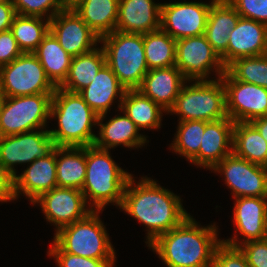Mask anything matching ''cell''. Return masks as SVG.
I'll list each match as a JSON object with an SVG mask.
<instances>
[{
    "label": "cell",
    "instance_id": "obj_1",
    "mask_svg": "<svg viewBox=\"0 0 267 267\" xmlns=\"http://www.w3.org/2000/svg\"><path fill=\"white\" fill-rule=\"evenodd\" d=\"M136 183L131 175L119 209L145 225V243L149 246L157 237L178 226L189 214L184 209L180 196L161 187L155 180L142 177L137 185Z\"/></svg>",
    "mask_w": 267,
    "mask_h": 267
},
{
    "label": "cell",
    "instance_id": "obj_2",
    "mask_svg": "<svg viewBox=\"0 0 267 267\" xmlns=\"http://www.w3.org/2000/svg\"><path fill=\"white\" fill-rule=\"evenodd\" d=\"M216 224L206 227L189 214L178 226L157 237L148 247L167 267H212L218 239Z\"/></svg>",
    "mask_w": 267,
    "mask_h": 267
},
{
    "label": "cell",
    "instance_id": "obj_3",
    "mask_svg": "<svg viewBox=\"0 0 267 267\" xmlns=\"http://www.w3.org/2000/svg\"><path fill=\"white\" fill-rule=\"evenodd\" d=\"M96 114L79 93L56 87L50 105V119H57L58 129L48 130L59 147L94 145L96 134L92 127L98 123Z\"/></svg>",
    "mask_w": 267,
    "mask_h": 267
},
{
    "label": "cell",
    "instance_id": "obj_4",
    "mask_svg": "<svg viewBox=\"0 0 267 267\" xmlns=\"http://www.w3.org/2000/svg\"><path fill=\"white\" fill-rule=\"evenodd\" d=\"M131 175L116 164L109 150L95 145L86 147V176L81 191L93 210L103 211L109 203L120 208Z\"/></svg>",
    "mask_w": 267,
    "mask_h": 267
},
{
    "label": "cell",
    "instance_id": "obj_5",
    "mask_svg": "<svg viewBox=\"0 0 267 267\" xmlns=\"http://www.w3.org/2000/svg\"><path fill=\"white\" fill-rule=\"evenodd\" d=\"M100 210L55 232L48 252H67L92 259H116Z\"/></svg>",
    "mask_w": 267,
    "mask_h": 267
},
{
    "label": "cell",
    "instance_id": "obj_6",
    "mask_svg": "<svg viewBox=\"0 0 267 267\" xmlns=\"http://www.w3.org/2000/svg\"><path fill=\"white\" fill-rule=\"evenodd\" d=\"M106 64L126 90L138 89L148 72L143 34L114 31L100 38Z\"/></svg>",
    "mask_w": 267,
    "mask_h": 267
},
{
    "label": "cell",
    "instance_id": "obj_7",
    "mask_svg": "<svg viewBox=\"0 0 267 267\" xmlns=\"http://www.w3.org/2000/svg\"><path fill=\"white\" fill-rule=\"evenodd\" d=\"M184 85L174 106L168 111L179 116V121H216L227 117L225 87L221 78L211 81H193Z\"/></svg>",
    "mask_w": 267,
    "mask_h": 267
},
{
    "label": "cell",
    "instance_id": "obj_8",
    "mask_svg": "<svg viewBox=\"0 0 267 267\" xmlns=\"http://www.w3.org/2000/svg\"><path fill=\"white\" fill-rule=\"evenodd\" d=\"M53 94L3 97L0 107V137L46 129Z\"/></svg>",
    "mask_w": 267,
    "mask_h": 267
},
{
    "label": "cell",
    "instance_id": "obj_9",
    "mask_svg": "<svg viewBox=\"0 0 267 267\" xmlns=\"http://www.w3.org/2000/svg\"><path fill=\"white\" fill-rule=\"evenodd\" d=\"M55 89L33 53H22L11 63L0 67V92L3 97L53 94Z\"/></svg>",
    "mask_w": 267,
    "mask_h": 267
},
{
    "label": "cell",
    "instance_id": "obj_10",
    "mask_svg": "<svg viewBox=\"0 0 267 267\" xmlns=\"http://www.w3.org/2000/svg\"><path fill=\"white\" fill-rule=\"evenodd\" d=\"M175 66L188 82L211 81L214 79L208 77L212 70L216 78H221L226 71L221 57L204 34L176 40Z\"/></svg>",
    "mask_w": 267,
    "mask_h": 267
},
{
    "label": "cell",
    "instance_id": "obj_11",
    "mask_svg": "<svg viewBox=\"0 0 267 267\" xmlns=\"http://www.w3.org/2000/svg\"><path fill=\"white\" fill-rule=\"evenodd\" d=\"M55 147L54 140L47 129L2 136L0 137V165L14 177L17 175L14 166L22 163L31 164L34 160L50 154Z\"/></svg>",
    "mask_w": 267,
    "mask_h": 267
},
{
    "label": "cell",
    "instance_id": "obj_12",
    "mask_svg": "<svg viewBox=\"0 0 267 267\" xmlns=\"http://www.w3.org/2000/svg\"><path fill=\"white\" fill-rule=\"evenodd\" d=\"M212 171L224 176L234 198L267 197V167L249 162L232 152Z\"/></svg>",
    "mask_w": 267,
    "mask_h": 267
},
{
    "label": "cell",
    "instance_id": "obj_13",
    "mask_svg": "<svg viewBox=\"0 0 267 267\" xmlns=\"http://www.w3.org/2000/svg\"><path fill=\"white\" fill-rule=\"evenodd\" d=\"M225 87L226 113L233 122H251L267 115V89L234 80L226 71L221 77Z\"/></svg>",
    "mask_w": 267,
    "mask_h": 267
},
{
    "label": "cell",
    "instance_id": "obj_14",
    "mask_svg": "<svg viewBox=\"0 0 267 267\" xmlns=\"http://www.w3.org/2000/svg\"><path fill=\"white\" fill-rule=\"evenodd\" d=\"M215 1L162 3L160 28L175 40L203 35Z\"/></svg>",
    "mask_w": 267,
    "mask_h": 267
},
{
    "label": "cell",
    "instance_id": "obj_15",
    "mask_svg": "<svg viewBox=\"0 0 267 267\" xmlns=\"http://www.w3.org/2000/svg\"><path fill=\"white\" fill-rule=\"evenodd\" d=\"M38 203L46 216L45 219L56 226V232L93 211L88 207L82 191L76 188L55 187L43 193L32 205Z\"/></svg>",
    "mask_w": 267,
    "mask_h": 267
},
{
    "label": "cell",
    "instance_id": "obj_16",
    "mask_svg": "<svg viewBox=\"0 0 267 267\" xmlns=\"http://www.w3.org/2000/svg\"><path fill=\"white\" fill-rule=\"evenodd\" d=\"M50 32L72 57L88 53L100 43V37L73 8H64L50 20Z\"/></svg>",
    "mask_w": 267,
    "mask_h": 267
},
{
    "label": "cell",
    "instance_id": "obj_17",
    "mask_svg": "<svg viewBox=\"0 0 267 267\" xmlns=\"http://www.w3.org/2000/svg\"><path fill=\"white\" fill-rule=\"evenodd\" d=\"M267 53V26L241 17L229 34L227 50L220 56L225 67L236 59Z\"/></svg>",
    "mask_w": 267,
    "mask_h": 267
},
{
    "label": "cell",
    "instance_id": "obj_18",
    "mask_svg": "<svg viewBox=\"0 0 267 267\" xmlns=\"http://www.w3.org/2000/svg\"><path fill=\"white\" fill-rule=\"evenodd\" d=\"M233 129L234 122L228 116L216 121H205L199 152L189 162L212 170L232 153Z\"/></svg>",
    "mask_w": 267,
    "mask_h": 267
},
{
    "label": "cell",
    "instance_id": "obj_19",
    "mask_svg": "<svg viewBox=\"0 0 267 267\" xmlns=\"http://www.w3.org/2000/svg\"><path fill=\"white\" fill-rule=\"evenodd\" d=\"M233 210V222L236 232L243 236V241L239 242L235 234L233 238L222 242L233 247H239L248 241L262 240L264 235V222L267 212V197H237ZM238 241V242H237Z\"/></svg>",
    "mask_w": 267,
    "mask_h": 267
},
{
    "label": "cell",
    "instance_id": "obj_20",
    "mask_svg": "<svg viewBox=\"0 0 267 267\" xmlns=\"http://www.w3.org/2000/svg\"><path fill=\"white\" fill-rule=\"evenodd\" d=\"M57 187L56 147L45 157L34 160L24 171L13 177L15 200L23 193L33 203L43 193Z\"/></svg>",
    "mask_w": 267,
    "mask_h": 267
},
{
    "label": "cell",
    "instance_id": "obj_21",
    "mask_svg": "<svg viewBox=\"0 0 267 267\" xmlns=\"http://www.w3.org/2000/svg\"><path fill=\"white\" fill-rule=\"evenodd\" d=\"M161 5L153 0H119L115 30L146 34L160 29Z\"/></svg>",
    "mask_w": 267,
    "mask_h": 267
},
{
    "label": "cell",
    "instance_id": "obj_22",
    "mask_svg": "<svg viewBox=\"0 0 267 267\" xmlns=\"http://www.w3.org/2000/svg\"><path fill=\"white\" fill-rule=\"evenodd\" d=\"M185 82L181 71L174 65L168 68L148 70L137 90L159 104L168 113L174 106Z\"/></svg>",
    "mask_w": 267,
    "mask_h": 267
},
{
    "label": "cell",
    "instance_id": "obj_23",
    "mask_svg": "<svg viewBox=\"0 0 267 267\" xmlns=\"http://www.w3.org/2000/svg\"><path fill=\"white\" fill-rule=\"evenodd\" d=\"M124 115L114 116L103 123L107 114L98 117L97 126L99 134L96 136L94 145L101 149L110 150L123 145L128 148H140L147 143L145 135H141L136 124L123 112Z\"/></svg>",
    "mask_w": 267,
    "mask_h": 267
},
{
    "label": "cell",
    "instance_id": "obj_24",
    "mask_svg": "<svg viewBox=\"0 0 267 267\" xmlns=\"http://www.w3.org/2000/svg\"><path fill=\"white\" fill-rule=\"evenodd\" d=\"M125 92V87L119 82L111 68L105 64L94 80L79 94L89 107L100 116L108 113L117 98H119L117 107L120 109Z\"/></svg>",
    "mask_w": 267,
    "mask_h": 267
},
{
    "label": "cell",
    "instance_id": "obj_25",
    "mask_svg": "<svg viewBox=\"0 0 267 267\" xmlns=\"http://www.w3.org/2000/svg\"><path fill=\"white\" fill-rule=\"evenodd\" d=\"M239 18L240 15L228 0H216L211 5L204 35L219 56L227 50L229 34Z\"/></svg>",
    "mask_w": 267,
    "mask_h": 267
},
{
    "label": "cell",
    "instance_id": "obj_26",
    "mask_svg": "<svg viewBox=\"0 0 267 267\" xmlns=\"http://www.w3.org/2000/svg\"><path fill=\"white\" fill-rule=\"evenodd\" d=\"M33 54L41 63L51 83L55 87H60L68 76L72 56L60 46L59 41L50 31Z\"/></svg>",
    "mask_w": 267,
    "mask_h": 267
},
{
    "label": "cell",
    "instance_id": "obj_27",
    "mask_svg": "<svg viewBox=\"0 0 267 267\" xmlns=\"http://www.w3.org/2000/svg\"><path fill=\"white\" fill-rule=\"evenodd\" d=\"M86 176V147L56 146L57 187L82 190Z\"/></svg>",
    "mask_w": 267,
    "mask_h": 267
},
{
    "label": "cell",
    "instance_id": "obj_28",
    "mask_svg": "<svg viewBox=\"0 0 267 267\" xmlns=\"http://www.w3.org/2000/svg\"><path fill=\"white\" fill-rule=\"evenodd\" d=\"M73 9L100 38L115 31L119 0H81Z\"/></svg>",
    "mask_w": 267,
    "mask_h": 267
},
{
    "label": "cell",
    "instance_id": "obj_29",
    "mask_svg": "<svg viewBox=\"0 0 267 267\" xmlns=\"http://www.w3.org/2000/svg\"><path fill=\"white\" fill-rule=\"evenodd\" d=\"M125 114L141 129H159L162 112H166L159 104L144 96L139 90H126L118 110Z\"/></svg>",
    "mask_w": 267,
    "mask_h": 267
},
{
    "label": "cell",
    "instance_id": "obj_30",
    "mask_svg": "<svg viewBox=\"0 0 267 267\" xmlns=\"http://www.w3.org/2000/svg\"><path fill=\"white\" fill-rule=\"evenodd\" d=\"M105 64L106 58L102 47L72 57L68 76L60 88L79 93L94 80Z\"/></svg>",
    "mask_w": 267,
    "mask_h": 267
},
{
    "label": "cell",
    "instance_id": "obj_31",
    "mask_svg": "<svg viewBox=\"0 0 267 267\" xmlns=\"http://www.w3.org/2000/svg\"><path fill=\"white\" fill-rule=\"evenodd\" d=\"M232 152L249 162L267 167V142L250 122H234Z\"/></svg>",
    "mask_w": 267,
    "mask_h": 267
},
{
    "label": "cell",
    "instance_id": "obj_32",
    "mask_svg": "<svg viewBox=\"0 0 267 267\" xmlns=\"http://www.w3.org/2000/svg\"><path fill=\"white\" fill-rule=\"evenodd\" d=\"M143 44L149 70L175 65L176 40L161 28L143 34Z\"/></svg>",
    "mask_w": 267,
    "mask_h": 267
},
{
    "label": "cell",
    "instance_id": "obj_33",
    "mask_svg": "<svg viewBox=\"0 0 267 267\" xmlns=\"http://www.w3.org/2000/svg\"><path fill=\"white\" fill-rule=\"evenodd\" d=\"M10 30L22 53H33L50 31V20L17 14Z\"/></svg>",
    "mask_w": 267,
    "mask_h": 267
},
{
    "label": "cell",
    "instance_id": "obj_34",
    "mask_svg": "<svg viewBox=\"0 0 267 267\" xmlns=\"http://www.w3.org/2000/svg\"><path fill=\"white\" fill-rule=\"evenodd\" d=\"M226 72L234 80L255 84L267 89V53L236 59L226 67Z\"/></svg>",
    "mask_w": 267,
    "mask_h": 267
},
{
    "label": "cell",
    "instance_id": "obj_35",
    "mask_svg": "<svg viewBox=\"0 0 267 267\" xmlns=\"http://www.w3.org/2000/svg\"><path fill=\"white\" fill-rule=\"evenodd\" d=\"M204 131L203 120L179 121L170 149L190 161L199 152Z\"/></svg>",
    "mask_w": 267,
    "mask_h": 267
},
{
    "label": "cell",
    "instance_id": "obj_36",
    "mask_svg": "<svg viewBox=\"0 0 267 267\" xmlns=\"http://www.w3.org/2000/svg\"><path fill=\"white\" fill-rule=\"evenodd\" d=\"M13 5L18 15L48 20L65 8L63 0H13Z\"/></svg>",
    "mask_w": 267,
    "mask_h": 267
},
{
    "label": "cell",
    "instance_id": "obj_37",
    "mask_svg": "<svg viewBox=\"0 0 267 267\" xmlns=\"http://www.w3.org/2000/svg\"><path fill=\"white\" fill-rule=\"evenodd\" d=\"M212 267H250L239 247L221 242L214 253Z\"/></svg>",
    "mask_w": 267,
    "mask_h": 267
},
{
    "label": "cell",
    "instance_id": "obj_38",
    "mask_svg": "<svg viewBox=\"0 0 267 267\" xmlns=\"http://www.w3.org/2000/svg\"><path fill=\"white\" fill-rule=\"evenodd\" d=\"M54 257L58 267H114L115 259H92L67 252H47Z\"/></svg>",
    "mask_w": 267,
    "mask_h": 267
},
{
    "label": "cell",
    "instance_id": "obj_39",
    "mask_svg": "<svg viewBox=\"0 0 267 267\" xmlns=\"http://www.w3.org/2000/svg\"><path fill=\"white\" fill-rule=\"evenodd\" d=\"M228 2L241 17L267 26V0H228Z\"/></svg>",
    "mask_w": 267,
    "mask_h": 267
},
{
    "label": "cell",
    "instance_id": "obj_40",
    "mask_svg": "<svg viewBox=\"0 0 267 267\" xmlns=\"http://www.w3.org/2000/svg\"><path fill=\"white\" fill-rule=\"evenodd\" d=\"M250 267H267V242L248 241L239 246Z\"/></svg>",
    "mask_w": 267,
    "mask_h": 267
},
{
    "label": "cell",
    "instance_id": "obj_41",
    "mask_svg": "<svg viewBox=\"0 0 267 267\" xmlns=\"http://www.w3.org/2000/svg\"><path fill=\"white\" fill-rule=\"evenodd\" d=\"M22 54L12 31L0 32V67L11 63Z\"/></svg>",
    "mask_w": 267,
    "mask_h": 267
},
{
    "label": "cell",
    "instance_id": "obj_42",
    "mask_svg": "<svg viewBox=\"0 0 267 267\" xmlns=\"http://www.w3.org/2000/svg\"><path fill=\"white\" fill-rule=\"evenodd\" d=\"M15 200L13 194V177L0 165V202Z\"/></svg>",
    "mask_w": 267,
    "mask_h": 267
},
{
    "label": "cell",
    "instance_id": "obj_43",
    "mask_svg": "<svg viewBox=\"0 0 267 267\" xmlns=\"http://www.w3.org/2000/svg\"><path fill=\"white\" fill-rule=\"evenodd\" d=\"M16 15L13 2H0V32L7 31L11 28Z\"/></svg>",
    "mask_w": 267,
    "mask_h": 267
},
{
    "label": "cell",
    "instance_id": "obj_44",
    "mask_svg": "<svg viewBox=\"0 0 267 267\" xmlns=\"http://www.w3.org/2000/svg\"><path fill=\"white\" fill-rule=\"evenodd\" d=\"M267 142V115L250 122Z\"/></svg>",
    "mask_w": 267,
    "mask_h": 267
},
{
    "label": "cell",
    "instance_id": "obj_45",
    "mask_svg": "<svg viewBox=\"0 0 267 267\" xmlns=\"http://www.w3.org/2000/svg\"><path fill=\"white\" fill-rule=\"evenodd\" d=\"M81 0H63L65 8H73Z\"/></svg>",
    "mask_w": 267,
    "mask_h": 267
},
{
    "label": "cell",
    "instance_id": "obj_46",
    "mask_svg": "<svg viewBox=\"0 0 267 267\" xmlns=\"http://www.w3.org/2000/svg\"><path fill=\"white\" fill-rule=\"evenodd\" d=\"M262 240L266 241L267 242V212H266V215H265V222H264V235H263V238Z\"/></svg>",
    "mask_w": 267,
    "mask_h": 267
},
{
    "label": "cell",
    "instance_id": "obj_47",
    "mask_svg": "<svg viewBox=\"0 0 267 267\" xmlns=\"http://www.w3.org/2000/svg\"><path fill=\"white\" fill-rule=\"evenodd\" d=\"M2 99H3V95H2V93L0 92V107H1Z\"/></svg>",
    "mask_w": 267,
    "mask_h": 267
},
{
    "label": "cell",
    "instance_id": "obj_48",
    "mask_svg": "<svg viewBox=\"0 0 267 267\" xmlns=\"http://www.w3.org/2000/svg\"><path fill=\"white\" fill-rule=\"evenodd\" d=\"M0 2H13V0H0Z\"/></svg>",
    "mask_w": 267,
    "mask_h": 267
}]
</instances>
